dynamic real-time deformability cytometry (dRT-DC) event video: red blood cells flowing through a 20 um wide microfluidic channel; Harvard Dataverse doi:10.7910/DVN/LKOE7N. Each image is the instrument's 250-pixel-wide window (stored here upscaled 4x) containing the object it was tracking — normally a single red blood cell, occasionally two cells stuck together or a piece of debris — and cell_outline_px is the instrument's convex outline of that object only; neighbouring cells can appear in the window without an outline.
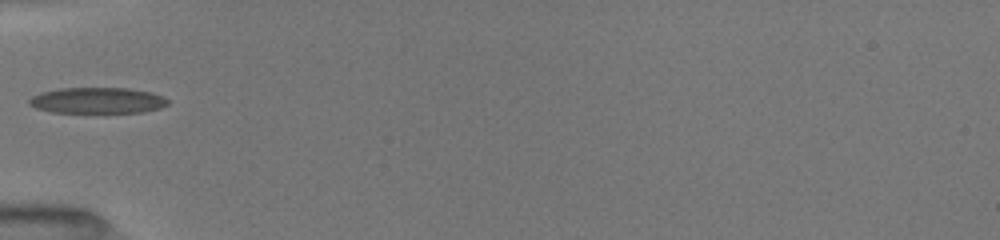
{"species": "common noctule bat (a hibernating species)", "species_latin": "Nyctalus noctula", "temperature_condition": "room temperature", "stored_images_in_passage": 23, "camera_frame_rate_fps": 3000, "um_per_image_px": 0.085, "animal": {"sex": "female", "body_mass_g": 19.5, "forearm_length_mm": 54.1}, "frame": {"image": 1, "passage_image": 1, "time_ms": 0.0, "image_size_px": [1000, 240], "cell_outline_px": [[168, 104], [160, 108], [144, 112], [52, 112], [36, 108], [28, 104], [28, 100], [32, 96], [40, 92], [60, 88], [128, 88], [152, 92], [164, 96], [168, 100]], "centroid_in_image_um": [8.29, 8.53], "position_along_channel_um": 76.7, "area_um2": 21.04}}
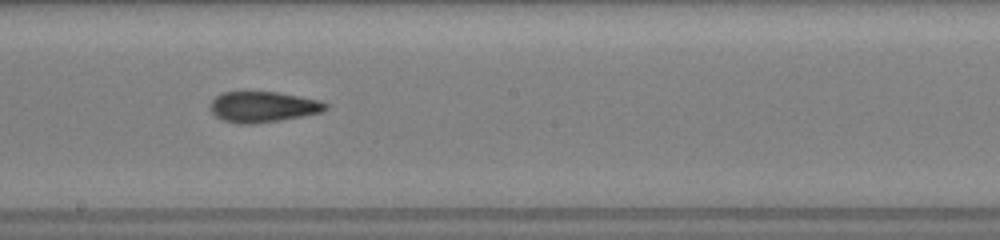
{"frame": {"image": 2, "passage_image": 9, "time_ms": 3.667, "image_size_px": [1000, 240], "cell_outline_px": [[328, 108], [320, 112], [280, 120], [252, 124], [240, 124], [224, 120], [216, 116], [208, 108], [208, 104], [216, 96], [224, 92], [276, 92], [300, 96], [320, 100], [328, 104]], "centroid_in_image_um": [22.33, 9.08], "position_along_channel_um": 225.9, "area_um2": 20.58}}
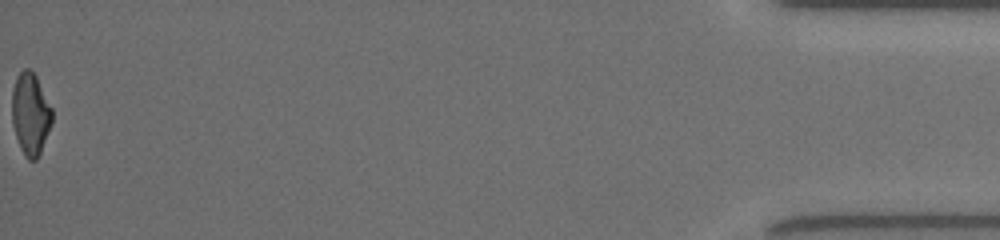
{"frame": {"image": 3, "passage_image": 23, "time_ms": 11.0, "image_size_px": [1000, 240], "cell_outline_px": [[52, 124], [40, 152], [36, 160], [28, 160], [24, 156], [20, 148], [12, 124], [12, 88], [16, 76], [24, 68], [28, 68], [36, 76], [52, 108]], "centroid_in_image_um": [2.58, 9.68], "position_along_channel_um": 432.6, "area_um2": 19.25}, "authors_computed_cell_mechanics": {"area_um2": 20.4612, "velocity_mm_per_s": 4.0528, "shape_relaxation_time_tau1_ms": 7.3519, "shape_relaxation_time_tau2_ms": 2.5175, "deformation_change_tau1": 0.2193, "deformation_change_tau2": 0.1083}}